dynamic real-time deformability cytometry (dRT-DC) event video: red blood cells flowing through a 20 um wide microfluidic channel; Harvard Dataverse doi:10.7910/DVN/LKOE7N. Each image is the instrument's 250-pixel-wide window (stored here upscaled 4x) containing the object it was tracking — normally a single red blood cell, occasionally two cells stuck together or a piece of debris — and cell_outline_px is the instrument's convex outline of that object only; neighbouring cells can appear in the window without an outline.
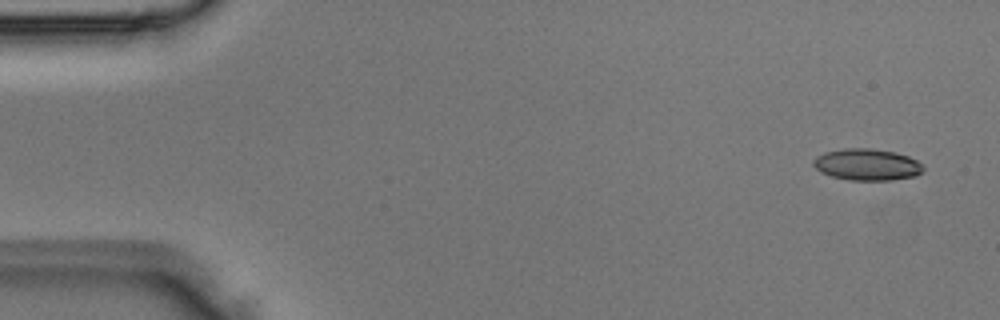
{"species": "Egyptian fruit bat (a non-hibernating species)", "species_latin": "Rousettus aegyptiacus", "temperature_condition": "room temperature", "stored_images_in_passage": 4, "camera_frame_rate_fps": 3000, "um_per_image_px": 0.085, "animal": {"sex": "male"}, "frame": {"image": 1, "passage_image": 1, "time_ms": 0.0, "image_size_px": [1000, 320], "cell_outline_px": [[924, 172], [916, 176], [892, 180], [852, 180], [832, 176], [820, 172], [812, 164], [812, 160], [816, 156], [824, 152], [844, 148], [868, 148], [896, 152], [908, 156], [916, 160], [924, 168]], "centroid_in_image_um": [73.69, 13.99], "position_along_channel_um": 11.3, "area_um2": 20.35}}
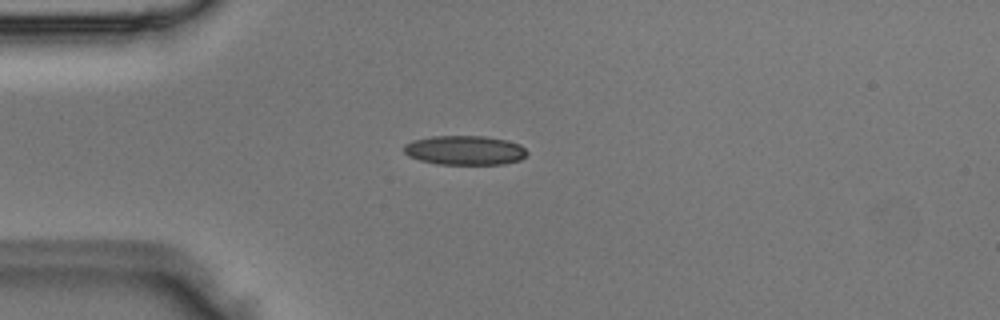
{"frame": {"image": 2, "passage_image": 3, "time_ms": 0.667, "image_size_px": [1000, 320], "cell_outline_px": [[528, 152], [520, 160], [504, 164], [436, 164], [420, 160], [408, 156], [404, 152], [404, 144], [412, 140], [432, 136], [484, 136], [508, 140], [520, 144]], "centroid_in_image_um": [39.5, 12.77], "position_along_channel_um": 45.5, "area_um2": 21.15}}